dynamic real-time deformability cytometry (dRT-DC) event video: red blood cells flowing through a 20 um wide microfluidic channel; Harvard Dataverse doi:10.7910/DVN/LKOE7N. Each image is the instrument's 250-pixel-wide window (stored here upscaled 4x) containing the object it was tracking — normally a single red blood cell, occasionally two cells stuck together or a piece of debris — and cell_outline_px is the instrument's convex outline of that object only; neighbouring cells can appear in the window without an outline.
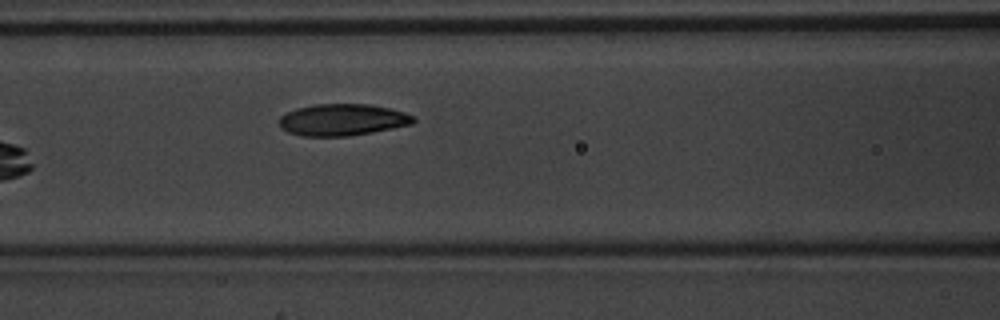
{"species": "common noctule bat (a hibernating species)", "species_latin": "Nyctalus noctula", "temperature_condition": "warm", "stored_images_in_passage": 7, "camera_frame_rate_fps": 3000, "um_per_image_px": 0.085, "animal": {"sex": "male", "body_mass_g": 20.1, "forearm_length_mm": 53.5}, "frame": {"image": 1, "passage_image": 7, "time_ms": 2.0, "image_size_px": [1000, 320], "cell_outline_px": [[416, 120], [412, 124], [372, 132], [348, 136], [300, 136], [288, 132], [280, 128], [280, 116], [296, 108], [316, 104], [368, 104], [388, 108], [404, 112], [416, 116]], "centroid_in_image_um": [29.11, 10.18], "position_along_channel_um": 137.5, "area_um2": 24.8}}